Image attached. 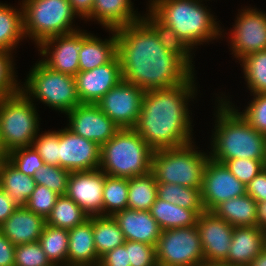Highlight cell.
<instances>
[{"mask_svg":"<svg viewBox=\"0 0 266 266\" xmlns=\"http://www.w3.org/2000/svg\"><path fill=\"white\" fill-rule=\"evenodd\" d=\"M203 0H148V8L192 50L225 36L224 29L216 21ZM206 1V0H205ZM197 46V47H195Z\"/></svg>","mask_w":266,"mask_h":266,"instance_id":"cell-4","label":"cell"},{"mask_svg":"<svg viewBox=\"0 0 266 266\" xmlns=\"http://www.w3.org/2000/svg\"><path fill=\"white\" fill-rule=\"evenodd\" d=\"M80 206L66 195H60L46 219V224L70 230L89 219Z\"/></svg>","mask_w":266,"mask_h":266,"instance_id":"cell-33","label":"cell"},{"mask_svg":"<svg viewBox=\"0 0 266 266\" xmlns=\"http://www.w3.org/2000/svg\"><path fill=\"white\" fill-rule=\"evenodd\" d=\"M6 159L19 171L32 177L35 171L44 165L42 157L33 145L11 150L6 154Z\"/></svg>","mask_w":266,"mask_h":266,"instance_id":"cell-39","label":"cell"},{"mask_svg":"<svg viewBox=\"0 0 266 266\" xmlns=\"http://www.w3.org/2000/svg\"><path fill=\"white\" fill-rule=\"evenodd\" d=\"M157 196L185 209H193L198 215L205 211L201 200V189L198 188L157 182Z\"/></svg>","mask_w":266,"mask_h":266,"instance_id":"cell-34","label":"cell"},{"mask_svg":"<svg viewBox=\"0 0 266 266\" xmlns=\"http://www.w3.org/2000/svg\"><path fill=\"white\" fill-rule=\"evenodd\" d=\"M246 186V194L257 203L266 201V168L262 169Z\"/></svg>","mask_w":266,"mask_h":266,"instance_id":"cell-48","label":"cell"},{"mask_svg":"<svg viewBox=\"0 0 266 266\" xmlns=\"http://www.w3.org/2000/svg\"><path fill=\"white\" fill-rule=\"evenodd\" d=\"M59 196L46 186L36 184L25 207L46 220Z\"/></svg>","mask_w":266,"mask_h":266,"instance_id":"cell-43","label":"cell"},{"mask_svg":"<svg viewBox=\"0 0 266 266\" xmlns=\"http://www.w3.org/2000/svg\"><path fill=\"white\" fill-rule=\"evenodd\" d=\"M195 75L177 86L145 91L133 129L153 150L177 148L195 141L189 110V102L198 95Z\"/></svg>","mask_w":266,"mask_h":266,"instance_id":"cell-2","label":"cell"},{"mask_svg":"<svg viewBox=\"0 0 266 266\" xmlns=\"http://www.w3.org/2000/svg\"><path fill=\"white\" fill-rule=\"evenodd\" d=\"M94 243L99 257L125 242L123 232L113 216H92Z\"/></svg>","mask_w":266,"mask_h":266,"instance_id":"cell-31","label":"cell"},{"mask_svg":"<svg viewBox=\"0 0 266 266\" xmlns=\"http://www.w3.org/2000/svg\"><path fill=\"white\" fill-rule=\"evenodd\" d=\"M15 245L0 231V266H14Z\"/></svg>","mask_w":266,"mask_h":266,"instance_id":"cell-49","label":"cell"},{"mask_svg":"<svg viewBox=\"0 0 266 266\" xmlns=\"http://www.w3.org/2000/svg\"><path fill=\"white\" fill-rule=\"evenodd\" d=\"M14 266H53L39 242L15 246Z\"/></svg>","mask_w":266,"mask_h":266,"instance_id":"cell-44","label":"cell"},{"mask_svg":"<svg viewBox=\"0 0 266 266\" xmlns=\"http://www.w3.org/2000/svg\"><path fill=\"white\" fill-rule=\"evenodd\" d=\"M83 46V30L53 36L38 46L41 62L56 72L75 76L79 72V51Z\"/></svg>","mask_w":266,"mask_h":266,"instance_id":"cell-13","label":"cell"},{"mask_svg":"<svg viewBox=\"0 0 266 266\" xmlns=\"http://www.w3.org/2000/svg\"><path fill=\"white\" fill-rule=\"evenodd\" d=\"M69 2L81 20H86L92 14L94 0H69Z\"/></svg>","mask_w":266,"mask_h":266,"instance_id":"cell-51","label":"cell"},{"mask_svg":"<svg viewBox=\"0 0 266 266\" xmlns=\"http://www.w3.org/2000/svg\"><path fill=\"white\" fill-rule=\"evenodd\" d=\"M212 212L233 227L257 226V202L247 194L221 202Z\"/></svg>","mask_w":266,"mask_h":266,"instance_id":"cell-28","label":"cell"},{"mask_svg":"<svg viewBox=\"0 0 266 266\" xmlns=\"http://www.w3.org/2000/svg\"><path fill=\"white\" fill-rule=\"evenodd\" d=\"M246 194V186L227 167L209 159L203 174L201 200L205 211H212L218 204Z\"/></svg>","mask_w":266,"mask_h":266,"instance_id":"cell-14","label":"cell"},{"mask_svg":"<svg viewBox=\"0 0 266 266\" xmlns=\"http://www.w3.org/2000/svg\"><path fill=\"white\" fill-rule=\"evenodd\" d=\"M240 11V12H239ZM230 32L233 57L241 61L246 56L266 49V13L255 7L246 6L239 10Z\"/></svg>","mask_w":266,"mask_h":266,"instance_id":"cell-11","label":"cell"},{"mask_svg":"<svg viewBox=\"0 0 266 266\" xmlns=\"http://www.w3.org/2000/svg\"><path fill=\"white\" fill-rule=\"evenodd\" d=\"M195 143L193 141L177 148L154 150L151 172L155 180L201 189L210 156L198 150L200 148Z\"/></svg>","mask_w":266,"mask_h":266,"instance_id":"cell-6","label":"cell"},{"mask_svg":"<svg viewBox=\"0 0 266 266\" xmlns=\"http://www.w3.org/2000/svg\"><path fill=\"white\" fill-rule=\"evenodd\" d=\"M74 78L80 102L95 104L122 80L119 58L90 71H79Z\"/></svg>","mask_w":266,"mask_h":266,"instance_id":"cell-19","label":"cell"},{"mask_svg":"<svg viewBox=\"0 0 266 266\" xmlns=\"http://www.w3.org/2000/svg\"><path fill=\"white\" fill-rule=\"evenodd\" d=\"M116 33L122 80L148 91L177 86L194 74L178 56L162 46L142 19L117 29Z\"/></svg>","mask_w":266,"mask_h":266,"instance_id":"cell-1","label":"cell"},{"mask_svg":"<svg viewBox=\"0 0 266 266\" xmlns=\"http://www.w3.org/2000/svg\"><path fill=\"white\" fill-rule=\"evenodd\" d=\"M155 251L158 266H201L205 263L196 225L162 230Z\"/></svg>","mask_w":266,"mask_h":266,"instance_id":"cell-10","label":"cell"},{"mask_svg":"<svg viewBox=\"0 0 266 266\" xmlns=\"http://www.w3.org/2000/svg\"><path fill=\"white\" fill-rule=\"evenodd\" d=\"M18 208L11 197L0 187V225Z\"/></svg>","mask_w":266,"mask_h":266,"instance_id":"cell-50","label":"cell"},{"mask_svg":"<svg viewBox=\"0 0 266 266\" xmlns=\"http://www.w3.org/2000/svg\"><path fill=\"white\" fill-rule=\"evenodd\" d=\"M109 39L97 37L83 29V46L79 51V71H90L111 62L117 56L116 30L107 29Z\"/></svg>","mask_w":266,"mask_h":266,"instance_id":"cell-25","label":"cell"},{"mask_svg":"<svg viewBox=\"0 0 266 266\" xmlns=\"http://www.w3.org/2000/svg\"><path fill=\"white\" fill-rule=\"evenodd\" d=\"M265 248H266V231H265Z\"/></svg>","mask_w":266,"mask_h":266,"instance_id":"cell-58","label":"cell"},{"mask_svg":"<svg viewBox=\"0 0 266 266\" xmlns=\"http://www.w3.org/2000/svg\"><path fill=\"white\" fill-rule=\"evenodd\" d=\"M133 5L131 0H94L92 14L85 21H97L106 30H117L142 18Z\"/></svg>","mask_w":266,"mask_h":266,"instance_id":"cell-24","label":"cell"},{"mask_svg":"<svg viewBox=\"0 0 266 266\" xmlns=\"http://www.w3.org/2000/svg\"><path fill=\"white\" fill-rule=\"evenodd\" d=\"M201 266H228V265L220 264V263H204Z\"/></svg>","mask_w":266,"mask_h":266,"instance_id":"cell-54","label":"cell"},{"mask_svg":"<svg viewBox=\"0 0 266 266\" xmlns=\"http://www.w3.org/2000/svg\"><path fill=\"white\" fill-rule=\"evenodd\" d=\"M18 5L20 8L0 2V50L11 53L26 40L21 2Z\"/></svg>","mask_w":266,"mask_h":266,"instance_id":"cell-29","label":"cell"},{"mask_svg":"<svg viewBox=\"0 0 266 266\" xmlns=\"http://www.w3.org/2000/svg\"><path fill=\"white\" fill-rule=\"evenodd\" d=\"M125 248L128 250L131 266H158L154 245L125 240Z\"/></svg>","mask_w":266,"mask_h":266,"instance_id":"cell-46","label":"cell"},{"mask_svg":"<svg viewBox=\"0 0 266 266\" xmlns=\"http://www.w3.org/2000/svg\"><path fill=\"white\" fill-rule=\"evenodd\" d=\"M196 226L199 231L205 263L223 264L232 243L234 227L212 211L198 215Z\"/></svg>","mask_w":266,"mask_h":266,"instance_id":"cell-17","label":"cell"},{"mask_svg":"<svg viewBox=\"0 0 266 266\" xmlns=\"http://www.w3.org/2000/svg\"><path fill=\"white\" fill-rule=\"evenodd\" d=\"M65 115L68 129L100 146L120 129L96 104L81 103Z\"/></svg>","mask_w":266,"mask_h":266,"instance_id":"cell-16","label":"cell"},{"mask_svg":"<svg viewBox=\"0 0 266 266\" xmlns=\"http://www.w3.org/2000/svg\"><path fill=\"white\" fill-rule=\"evenodd\" d=\"M38 242L53 266H67L68 230L45 224Z\"/></svg>","mask_w":266,"mask_h":266,"instance_id":"cell-35","label":"cell"},{"mask_svg":"<svg viewBox=\"0 0 266 266\" xmlns=\"http://www.w3.org/2000/svg\"><path fill=\"white\" fill-rule=\"evenodd\" d=\"M5 158H6V155H5L2 151H0V165H1L2 161H3Z\"/></svg>","mask_w":266,"mask_h":266,"instance_id":"cell-55","label":"cell"},{"mask_svg":"<svg viewBox=\"0 0 266 266\" xmlns=\"http://www.w3.org/2000/svg\"><path fill=\"white\" fill-rule=\"evenodd\" d=\"M144 94L143 89L121 80L95 104L120 129L134 128L140 114Z\"/></svg>","mask_w":266,"mask_h":266,"instance_id":"cell-12","label":"cell"},{"mask_svg":"<svg viewBox=\"0 0 266 266\" xmlns=\"http://www.w3.org/2000/svg\"><path fill=\"white\" fill-rule=\"evenodd\" d=\"M157 197V181L151 171L128 178L127 208L149 211Z\"/></svg>","mask_w":266,"mask_h":266,"instance_id":"cell-32","label":"cell"},{"mask_svg":"<svg viewBox=\"0 0 266 266\" xmlns=\"http://www.w3.org/2000/svg\"><path fill=\"white\" fill-rule=\"evenodd\" d=\"M149 211L162 230L195 226L198 219L193 209H185L158 197Z\"/></svg>","mask_w":266,"mask_h":266,"instance_id":"cell-30","label":"cell"},{"mask_svg":"<svg viewBox=\"0 0 266 266\" xmlns=\"http://www.w3.org/2000/svg\"><path fill=\"white\" fill-rule=\"evenodd\" d=\"M71 172L59 166L43 165L33 176L36 184L44 185L59 195H65Z\"/></svg>","mask_w":266,"mask_h":266,"instance_id":"cell-38","label":"cell"},{"mask_svg":"<svg viewBox=\"0 0 266 266\" xmlns=\"http://www.w3.org/2000/svg\"><path fill=\"white\" fill-rule=\"evenodd\" d=\"M128 178L106 175L103 188V215L113 216L127 208Z\"/></svg>","mask_w":266,"mask_h":266,"instance_id":"cell-37","label":"cell"},{"mask_svg":"<svg viewBox=\"0 0 266 266\" xmlns=\"http://www.w3.org/2000/svg\"><path fill=\"white\" fill-rule=\"evenodd\" d=\"M220 95L215 99L218 104L213 114L215 127L210 138V159L222 164L233 158L264 160L266 135L242 117L228 96Z\"/></svg>","mask_w":266,"mask_h":266,"instance_id":"cell-3","label":"cell"},{"mask_svg":"<svg viewBox=\"0 0 266 266\" xmlns=\"http://www.w3.org/2000/svg\"><path fill=\"white\" fill-rule=\"evenodd\" d=\"M14 55L0 50V98L20 91L21 81H18L15 71Z\"/></svg>","mask_w":266,"mask_h":266,"instance_id":"cell-40","label":"cell"},{"mask_svg":"<svg viewBox=\"0 0 266 266\" xmlns=\"http://www.w3.org/2000/svg\"><path fill=\"white\" fill-rule=\"evenodd\" d=\"M99 261L90 216L84 223L68 230L67 266H98Z\"/></svg>","mask_w":266,"mask_h":266,"instance_id":"cell-23","label":"cell"},{"mask_svg":"<svg viewBox=\"0 0 266 266\" xmlns=\"http://www.w3.org/2000/svg\"><path fill=\"white\" fill-rule=\"evenodd\" d=\"M36 105L21 90L0 98V139L6 153L33 145L42 129Z\"/></svg>","mask_w":266,"mask_h":266,"instance_id":"cell-8","label":"cell"},{"mask_svg":"<svg viewBox=\"0 0 266 266\" xmlns=\"http://www.w3.org/2000/svg\"><path fill=\"white\" fill-rule=\"evenodd\" d=\"M256 223L257 227L266 231V201L257 203Z\"/></svg>","mask_w":266,"mask_h":266,"instance_id":"cell-52","label":"cell"},{"mask_svg":"<svg viewBox=\"0 0 266 266\" xmlns=\"http://www.w3.org/2000/svg\"><path fill=\"white\" fill-rule=\"evenodd\" d=\"M146 14L142 15V20L153 30L162 46L169 52L178 56L194 73L193 50L183 42L175 31L163 23L149 8ZM193 52V53H191Z\"/></svg>","mask_w":266,"mask_h":266,"instance_id":"cell-26","label":"cell"},{"mask_svg":"<svg viewBox=\"0 0 266 266\" xmlns=\"http://www.w3.org/2000/svg\"><path fill=\"white\" fill-rule=\"evenodd\" d=\"M33 146L42 157L45 165L59 166V129L56 131H45L37 134Z\"/></svg>","mask_w":266,"mask_h":266,"instance_id":"cell-41","label":"cell"},{"mask_svg":"<svg viewBox=\"0 0 266 266\" xmlns=\"http://www.w3.org/2000/svg\"><path fill=\"white\" fill-rule=\"evenodd\" d=\"M264 166L266 168V145H265V159H264Z\"/></svg>","mask_w":266,"mask_h":266,"instance_id":"cell-57","label":"cell"},{"mask_svg":"<svg viewBox=\"0 0 266 266\" xmlns=\"http://www.w3.org/2000/svg\"><path fill=\"white\" fill-rule=\"evenodd\" d=\"M113 217L123 232L125 240L157 245L162 229L151 216L150 211L125 208L116 212Z\"/></svg>","mask_w":266,"mask_h":266,"instance_id":"cell-20","label":"cell"},{"mask_svg":"<svg viewBox=\"0 0 266 266\" xmlns=\"http://www.w3.org/2000/svg\"><path fill=\"white\" fill-rule=\"evenodd\" d=\"M36 181L14 167L6 158L0 165V187L11 197L18 207H25Z\"/></svg>","mask_w":266,"mask_h":266,"instance_id":"cell-27","label":"cell"},{"mask_svg":"<svg viewBox=\"0 0 266 266\" xmlns=\"http://www.w3.org/2000/svg\"><path fill=\"white\" fill-rule=\"evenodd\" d=\"M250 94L266 93V49L239 61Z\"/></svg>","mask_w":266,"mask_h":266,"instance_id":"cell-36","label":"cell"},{"mask_svg":"<svg viewBox=\"0 0 266 266\" xmlns=\"http://www.w3.org/2000/svg\"><path fill=\"white\" fill-rule=\"evenodd\" d=\"M0 151H2L5 155L7 154V153L3 150L2 143H1V139H0Z\"/></svg>","mask_w":266,"mask_h":266,"instance_id":"cell-56","label":"cell"},{"mask_svg":"<svg viewBox=\"0 0 266 266\" xmlns=\"http://www.w3.org/2000/svg\"><path fill=\"white\" fill-rule=\"evenodd\" d=\"M98 266H131L128 250L125 248V242L123 245L118 246L101 256Z\"/></svg>","mask_w":266,"mask_h":266,"instance_id":"cell-47","label":"cell"},{"mask_svg":"<svg viewBox=\"0 0 266 266\" xmlns=\"http://www.w3.org/2000/svg\"><path fill=\"white\" fill-rule=\"evenodd\" d=\"M223 164L245 185L265 168L264 160H253L248 158H233L225 161Z\"/></svg>","mask_w":266,"mask_h":266,"instance_id":"cell-45","label":"cell"},{"mask_svg":"<svg viewBox=\"0 0 266 266\" xmlns=\"http://www.w3.org/2000/svg\"><path fill=\"white\" fill-rule=\"evenodd\" d=\"M106 174L98 169L71 172L66 196L89 216L103 215V188Z\"/></svg>","mask_w":266,"mask_h":266,"instance_id":"cell-18","label":"cell"},{"mask_svg":"<svg viewBox=\"0 0 266 266\" xmlns=\"http://www.w3.org/2000/svg\"><path fill=\"white\" fill-rule=\"evenodd\" d=\"M153 153L133 128H122L101 145L99 169L114 177L145 175L151 171Z\"/></svg>","mask_w":266,"mask_h":266,"instance_id":"cell-5","label":"cell"},{"mask_svg":"<svg viewBox=\"0 0 266 266\" xmlns=\"http://www.w3.org/2000/svg\"><path fill=\"white\" fill-rule=\"evenodd\" d=\"M46 220L28 210L18 207L8 219L0 225V231L13 245L38 242Z\"/></svg>","mask_w":266,"mask_h":266,"instance_id":"cell-22","label":"cell"},{"mask_svg":"<svg viewBox=\"0 0 266 266\" xmlns=\"http://www.w3.org/2000/svg\"><path fill=\"white\" fill-rule=\"evenodd\" d=\"M249 266H266V248L250 262Z\"/></svg>","mask_w":266,"mask_h":266,"instance_id":"cell-53","label":"cell"},{"mask_svg":"<svg viewBox=\"0 0 266 266\" xmlns=\"http://www.w3.org/2000/svg\"><path fill=\"white\" fill-rule=\"evenodd\" d=\"M253 99L245 106L242 112L236 106V110L259 133L266 135V93L251 94Z\"/></svg>","mask_w":266,"mask_h":266,"instance_id":"cell-42","label":"cell"},{"mask_svg":"<svg viewBox=\"0 0 266 266\" xmlns=\"http://www.w3.org/2000/svg\"><path fill=\"white\" fill-rule=\"evenodd\" d=\"M265 249V231L257 226L234 227L226 261L228 266H249Z\"/></svg>","mask_w":266,"mask_h":266,"instance_id":"cell-21","label":"cell"},{"mask_svg":"<svg viewBox=\"0 0 266 266\" xmlns=\"http://www.w3.org/2000/svg\"><path fill=\"white\" fill-rule=\"evenodd\" d=\"M101 146L95 141L75 134L66 126L59 129L60 167L69 172L99 168Z\"/></svg>","mask_w":266,"mask_h":266,"instance_id":"cell-15","label":"cell"},{"mask_svg":"<svg viewBox=\"0 0 266 266\" xmlns=\"http://www.w3.org/2000/svg\"><path fill=\"white\" fill-rule=\"evenodd\" d=\"M26 78L20 90L32 102L37 100L63 114L81 104L74 76L53 71L39 60L30 68Z\"/></svg>","mask_w":266,"mask_h":266,"instance_id":"cell-7","label":"cell"},{"mask_svg":"<svg viewBox=\"0 0 266 266\" xmlns=\"http://www.w3.org/2000/svg\"><path fill=\"white\" fill-rule=\"evenodd\" d=\"M21 5L25 37L33 40L35 47L53 36L80 30L74 24L78 16L69 0H22Z\"/></svg>","mask_w":266,"mask_h":266,"instance_id":"cell-9","label":"cell"}]
</instances>
